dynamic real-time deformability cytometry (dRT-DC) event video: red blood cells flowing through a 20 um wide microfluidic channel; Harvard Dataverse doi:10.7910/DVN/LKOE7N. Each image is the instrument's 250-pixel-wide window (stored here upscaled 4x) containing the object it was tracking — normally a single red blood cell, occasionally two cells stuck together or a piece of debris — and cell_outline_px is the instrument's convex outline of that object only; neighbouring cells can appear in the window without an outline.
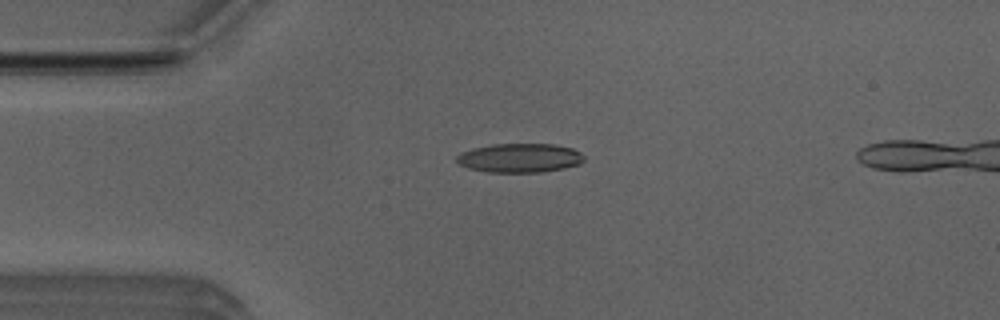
{"species": "Egyptian fruit bat (a non-hibernating species)", "species_latin": "Rousettus aegyptiacus", "temperature_condition": "room temperature", "stored_images_in_passage": 6, "camera_frame_rate_fps": 3000, "um_per_image_px": 0.085, "animal": {"sex": "male"}, "frame": {"image": 1, "passage_image": 4, "time_ms": 1.0, "image_size_px": [1000, 320], "cell_outline_px": [[584, 160], [580, 164], [564, 168], [540, 172], [488, 172], [468, 168], [460, 164], [456, 160], [456, 156], [464, 152], [476, 148], [492, 144], [556, 144], [572, 148], [580, 152], [584, 156]], "centroid_in_image_um": [44.22, 13.42], "position_along_channel_um": 40.8, "area_um2": 21.44}}